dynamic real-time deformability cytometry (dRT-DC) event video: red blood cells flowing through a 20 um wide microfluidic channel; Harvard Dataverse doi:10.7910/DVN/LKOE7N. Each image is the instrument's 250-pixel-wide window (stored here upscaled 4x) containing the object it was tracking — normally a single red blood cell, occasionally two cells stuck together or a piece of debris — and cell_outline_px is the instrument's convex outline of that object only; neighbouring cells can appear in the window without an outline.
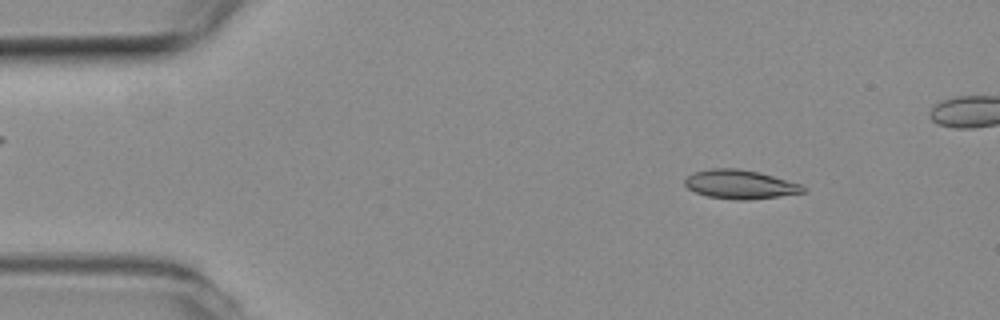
{"species": "common noctule bat (a hibernating species)", "species_latin": "Nyctalus noctula", "temperature_condition": "room temperature", "stored_images_in_passage": 48, "camera_frame_rate_fps": 3000, "um_per_image_px": 0.085, "animal": {"sex": "female", "body_mass_g": 19.3, "forearm_length_mm": 54.1}, "frame": {"image": 1, "passage_image": 6, "time_ms": 1.667, "image_size_px": [1000, 320], "cell_outline_px": [[808, 188], [804, 192], [780, 196], [748, 200], [736, 200], [708, 196], [696, 192], [688, 188], [684, 184], [684, 180], [692, 172], [712, 168], [740, 168], [760, 172], [800, 184]], "centroid_in_image_um": [62.91, 15.66], "position_along_channel_um": 22.1, "area_um2": 20.0}}
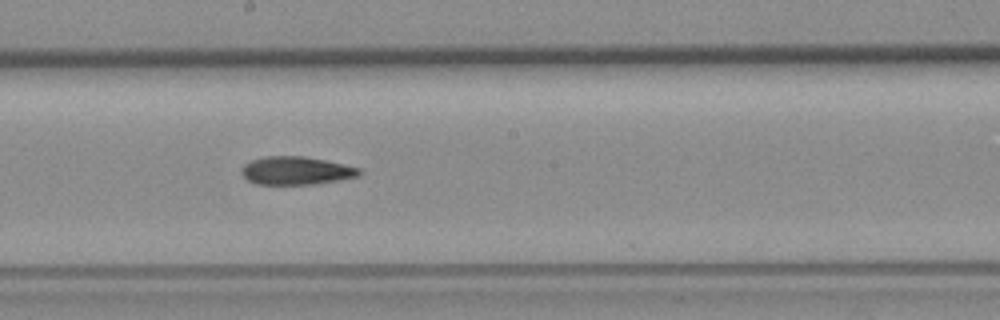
{"frame": {"image": 2, "passage_image": 28, "time_ms": 9.0, "image_size_px": [1000, 320], "cell_outline_px": [[360, 176], [340, 180], [316, 184], [256, 184], [248, 180], [240, 172], [240, 168], [244, 164], [252, 160], [264, 156], [304, 156], [344, 164], [360, 168]], "centroid_in_image_um": [25.16, 14.5], "position_along_channel_um": 223.0, "area_um2": 19.36}}
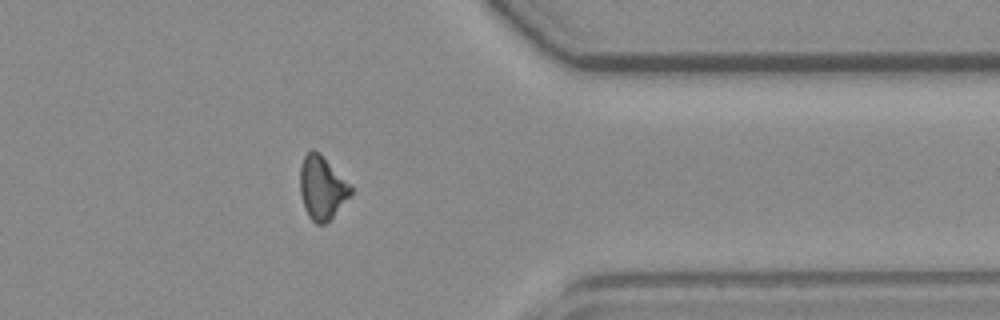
{"frame": {"image": 3, "passage_image": 42, "time_ms": 13.667, "image_size_px": [1000, 320], "cell_outline_px": [[352, 192], [332, 216], [324, 224], [316, 224], [308, 216], [304, 208], [300, 196], [300, 168], [304, 156], [312, 148], [320, 152], [352, 184]], "centroid_in_image_um": [27.36, 15.91], "position_along_channel_um": 384.0, "area_um2": 18.84}}